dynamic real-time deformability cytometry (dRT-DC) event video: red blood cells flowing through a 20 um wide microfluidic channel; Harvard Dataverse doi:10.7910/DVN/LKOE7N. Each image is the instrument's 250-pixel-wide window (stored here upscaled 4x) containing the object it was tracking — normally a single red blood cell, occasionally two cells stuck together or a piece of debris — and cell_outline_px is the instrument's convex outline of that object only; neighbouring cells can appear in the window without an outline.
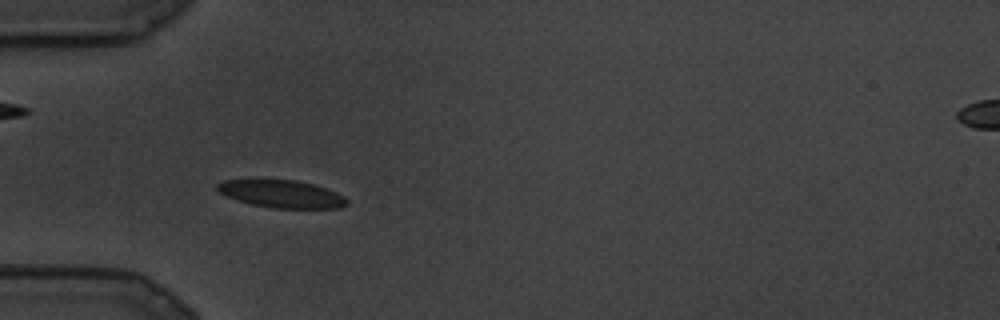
{"species": "common noctule bat (a hibernating species)", "species_latin": "Nyctalus noctula", "temperature_condition": "cold", "stored_images_in_passage": 8, "camera_frame_rate_fps": 3000, "um_per_image_px": 0.085, "animal": {"sex": "male", "body_mass_g": 19.5, "forearm_length_mm": 54.6}, "frame": {"image": 1, "passage_image": 2, "time_ms": 0.333, "image_size_px": [1000, 320], "cell_outline_px": [[348, 204], [340, 208], [272, 208], [252, 204], [236, 200], [220, 192], [216, 188], [216, 184], [224, 180], [252, 176], [260, 176], [296, 180], [312, 184], [336, 192], [344, 196], [348, 200]], "centroid_in_image_um": [23.85, 16.42], "position_along_channel_um": 61.2, "area_um2": 21.79}}
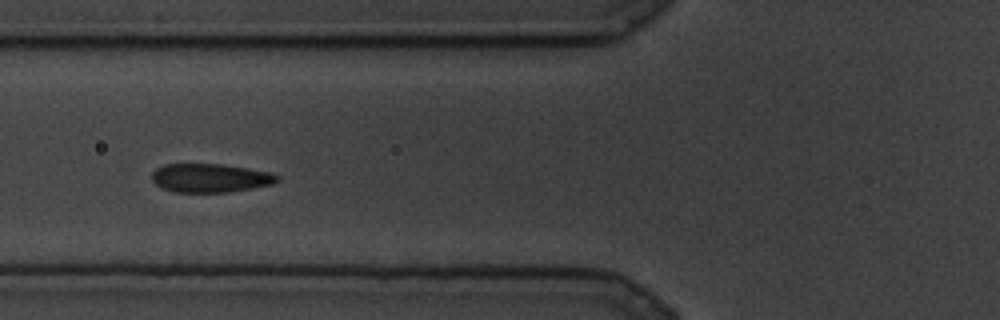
{"frame": {"image": 2, "passage_image": 4, "time_ms": 1.0, "image_size_px": [1000, 320], "cell_outline_px": [[280, 176], [272, 184], [252, 188], [228, 192], [176, 192], [164, 188], [156, 184], [152, 180], [152, 172], [156, 168], [164, 164], [220, 164], [272, 172]], "centroid_in_image_um": [17.86, 15.12], "position_along_channel_um": 107.9, "area_um2": 20.81}}
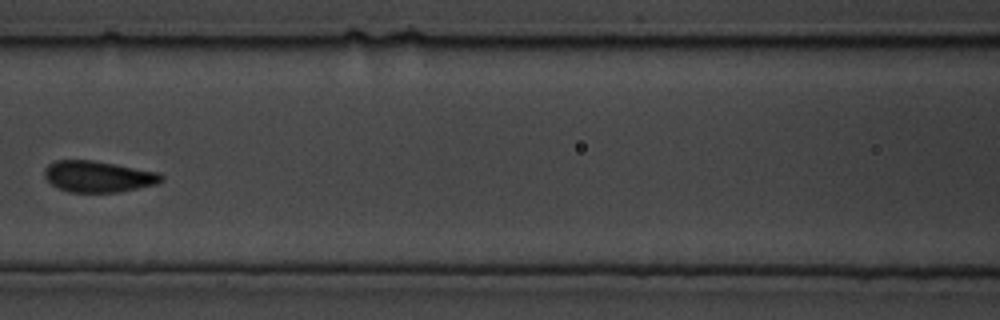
{"frame": {"image": 3, "passage_image": 6, "time_ms": 1.667, "image_size_px": [1000, 320], "cell_outline_px": [[164, 180], [156, 184], [116, 192], [68, 192], [52, 184], [44, 176], [44, 168], [48, 164], [56, 160], [92, 160], [116, 164], [160, 172], [164, 176]], "centroid_in_image_um": [8.36, 14.99], "position_along_channel_um": 158.2, "area_um2": 21.27}}